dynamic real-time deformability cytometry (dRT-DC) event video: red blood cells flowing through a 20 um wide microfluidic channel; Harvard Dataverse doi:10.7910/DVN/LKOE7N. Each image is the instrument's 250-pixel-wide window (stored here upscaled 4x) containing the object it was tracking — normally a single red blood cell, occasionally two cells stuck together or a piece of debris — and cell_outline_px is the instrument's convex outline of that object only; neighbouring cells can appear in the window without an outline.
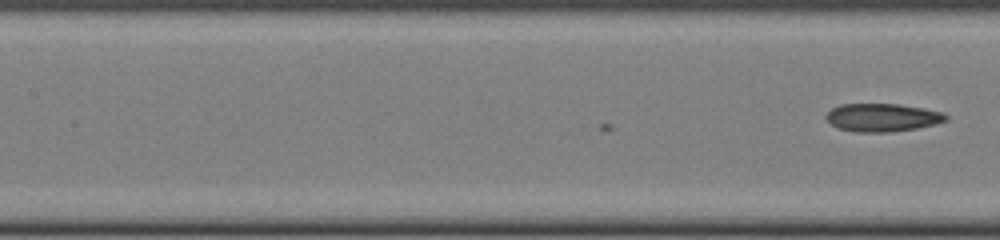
{"species": "common noctule bat (a hibernating species)", "species_latin": "Nyctalus noctula", "temperature_condition": "cold", "stored_images_in_passage": 8, "camera_frame_rate_fps": 3000, "um_per_image_px": 0.085, "animal": {"sex": "female", "body_mass_g": 22.0, "forearm_length_mm": 56.7}, "frame": {"image": 1, "passage_image": 8, "time_ms": 2.333, "image_size_px": [1000, 240], "cell_outline_px": [[948, 120], [936, 124], [916, 128], [888, 132], [852, 132], [836, 128], [824, 116], [832, 108], [840, 104], [900, 104], [924, 108], [944, 112], [948, 116]], "centroid_in_image_um": [75.01, 9.99], "position_along_channel_um": 132.4, "area_um2": 19.77}}